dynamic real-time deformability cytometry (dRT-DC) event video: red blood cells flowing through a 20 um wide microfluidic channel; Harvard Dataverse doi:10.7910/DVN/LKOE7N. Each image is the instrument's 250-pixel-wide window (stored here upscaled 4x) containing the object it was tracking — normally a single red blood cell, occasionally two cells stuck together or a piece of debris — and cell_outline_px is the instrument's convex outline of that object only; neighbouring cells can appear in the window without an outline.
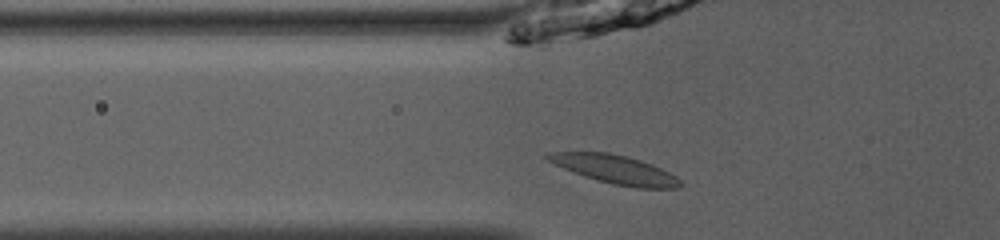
{"species": "common noctule bat (a hibernating species)", "species_latin": "Nyctalus noctula", "temperature_condition": "room temperature", "stored_images_in_passage": 35, "camera_frame_rate_fps": 3000, "um_per_image_px": 0.085, "animal": {"sex": "male", "body_mass_g": 13.0, "forearm_length_mm": 53.1}, "frame": {"image": 1, "passage_image": 3, "time_ms": 0.667, "image_size_px": [1000, 240], "cell_outline_px": [[684, 184], [680, 188], [636, 188], [612, 184], [596, 180], [584, 176], [564, 168], [548, 160], [544, 156], [548, 152], [608, 152], [640, 160], [652, 164], [676, 176]], "centroid_in_image_um": [52.32, 14.41], "position_along_channel_um": 73.5, "area_um2": 21.91}}
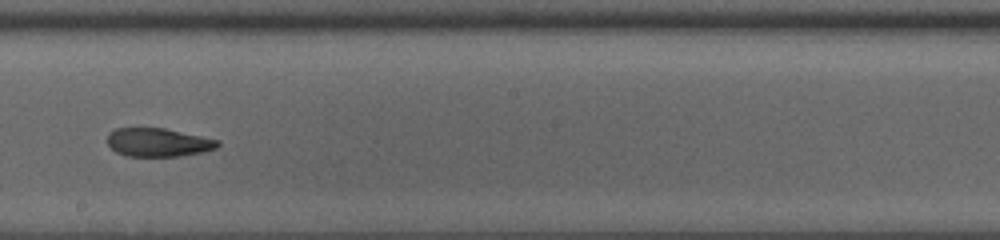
{"frame": {"image": 2, "passage_image": 15, "time_ms": 4.667, "image_size_px": [1000, 240], "cell_outline_px": [[220, 144], [216, 148], [200, 152], [176, 156], [128, 156], [116, 152], [108, 144], [108, 132], [116, 128], [164, 128], [220, 140]], "centroid_in_image_um": [13.43, 12.09], "position_along_channel_um": 234.8, "area_um2": 18.15}}
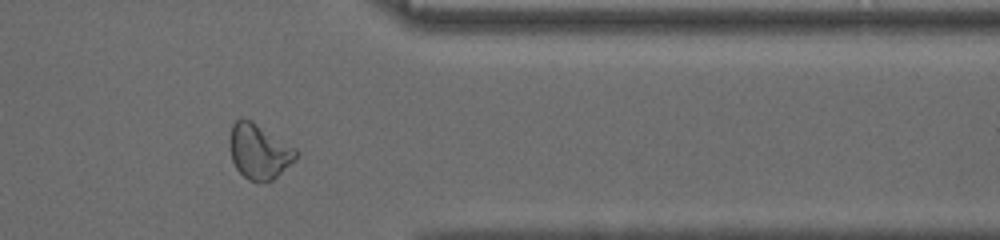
{"frame": {"image": 3, "passage_image": 27, "time_ms": 8.667, "image_size_px": [1000, 240], "cell_outline_px": [[300, 152], [296, 160], [272, 180], [256, 184], [248, 180], [236, 168], [232, 160], [232, 124], [236, 120], [252, 120], [296, 148]], "centroid_in_image_um": [22.09, 12.92], "position_along_channel_um": 389.3, "area_um2": 21.04}, "authors_computed_cell_mechanics": {"area_um2": 19.941, "velocity_mm_per_s": 4.0047, "shape_relaxation_time_tau1_ms": null, "shape_relaxation_time_tau2_ms": 1.438, "deformation_change_tau1": null, "deformation_change_tau2": 0.0674}}